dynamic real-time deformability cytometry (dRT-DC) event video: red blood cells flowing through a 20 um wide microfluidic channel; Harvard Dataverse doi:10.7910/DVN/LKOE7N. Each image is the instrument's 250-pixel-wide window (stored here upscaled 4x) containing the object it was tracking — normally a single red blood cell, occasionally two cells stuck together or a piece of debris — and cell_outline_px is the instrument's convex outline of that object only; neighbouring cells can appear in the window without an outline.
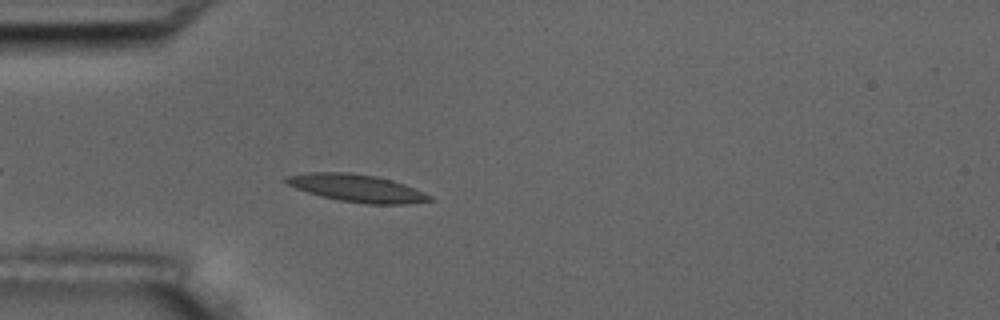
{"species": "common noctule bat (a hibernating species)", "species_latin": "Nyctalus noctula", "temperature_condition": "room temperature", "stored_images_in_passage": 3, "camera_frame_rate_fps": 3000, "um_per_image_px": 0.085, "animal": {"sex": "male", "body_mass_g": 17.5, "forearm_length_mm": 52.3}, "frame": {"image": 1, "passage_image": 3, "time_ms": 3.0, "image_size_px": [1000, 320], "cell_outline_px": [[436, 200], [408, 204], [368, 204], [336, 200], [320, 196], [296, 188], [280, 180], [284, 176], [308, 172], [348, 172], [376, 176], [392, 180], [404, 184], [432, 196]], "centroid_in_image_um": [30.31, 15.99], "position_along_channel_um": 54.7, "area_um2": 23.24}}